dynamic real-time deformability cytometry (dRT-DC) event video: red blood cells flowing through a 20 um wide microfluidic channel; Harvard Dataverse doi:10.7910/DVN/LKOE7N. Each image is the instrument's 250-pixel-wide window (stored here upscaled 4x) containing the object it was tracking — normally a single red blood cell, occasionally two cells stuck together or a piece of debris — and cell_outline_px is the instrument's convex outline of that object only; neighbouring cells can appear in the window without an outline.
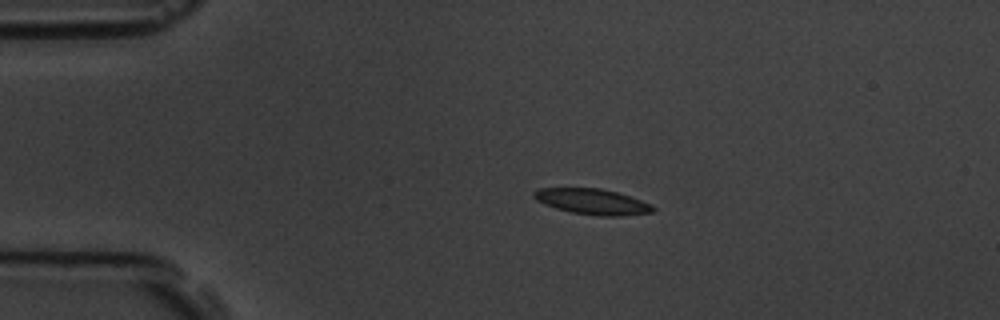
{"species": "common noctule bat (a hibernating species)", "species_latin": "Nyctalus noctula", "temperature_condition": "room temperature", "stored_images_in_passage": 3, "camera_frame_rate_fps": 3000, "um_per_image_px": 0.085, "animal": {"sex": "male", "body_mass_g": 19.5, "forearm_length_mm": 54.6}, "frame": {"image": 1, "passage_image": 2, "time_ms": 1.333, "image_size_px": [1000, 320], "cell_outline_px": [[656, 208], [652, 212], [620, 216], [596, 216], [572, 212], [556, 208], [544, 204], [536, 200], [532, 196], [532, 192], [540, 188], [600, 188], [616, 192], [652, 204]], "centroid_in_image_um": [50.33, 17.14], "position_along_channel_um": 34.7, "area_um2": 17.74}}